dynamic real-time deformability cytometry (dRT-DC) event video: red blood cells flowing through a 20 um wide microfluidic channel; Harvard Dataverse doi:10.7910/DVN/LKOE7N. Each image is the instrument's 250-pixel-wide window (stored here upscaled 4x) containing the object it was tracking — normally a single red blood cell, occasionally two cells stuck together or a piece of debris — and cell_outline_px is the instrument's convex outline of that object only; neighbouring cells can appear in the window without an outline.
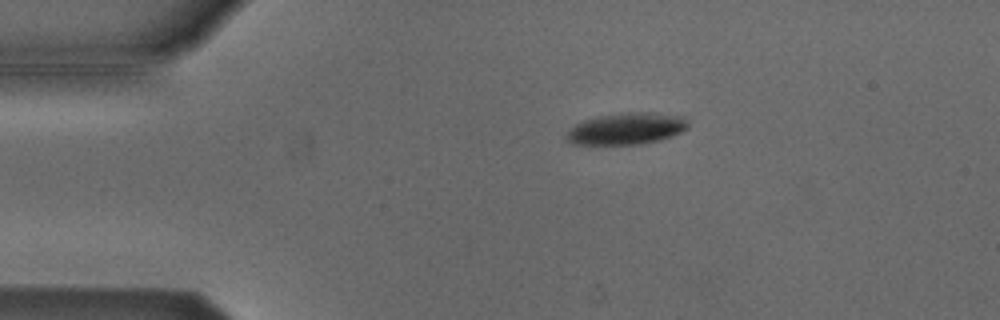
{"species": "Egyptian fruit bat (a non-hibernating species)", "species_latin": "Rousettus aegyptiacus", "temperature_condition": "cold", "stored_images_in_passage": 5, "camera_frame_rate_fps": 3000, "um_per_image_px": 0.085, "animal": {"sex": "male"}, "frame": {"image": 1, "passage_image": 2, "time_ms": 0.333, "image_size_px": [1000, 320], "cell_outline_px": [[688, 128], [672, 136], [660, 140], [640, 144], [572, 144], [568, 140], [568, 132], [576, 124], [584, 120], [600, 116], [620, 112], [656, 112], [684, 116], [688, 120]], "centroid_in_image_um": [53.32, 10.92], "position_along_channel_um": 31.7, "area_um2": 22.43}}